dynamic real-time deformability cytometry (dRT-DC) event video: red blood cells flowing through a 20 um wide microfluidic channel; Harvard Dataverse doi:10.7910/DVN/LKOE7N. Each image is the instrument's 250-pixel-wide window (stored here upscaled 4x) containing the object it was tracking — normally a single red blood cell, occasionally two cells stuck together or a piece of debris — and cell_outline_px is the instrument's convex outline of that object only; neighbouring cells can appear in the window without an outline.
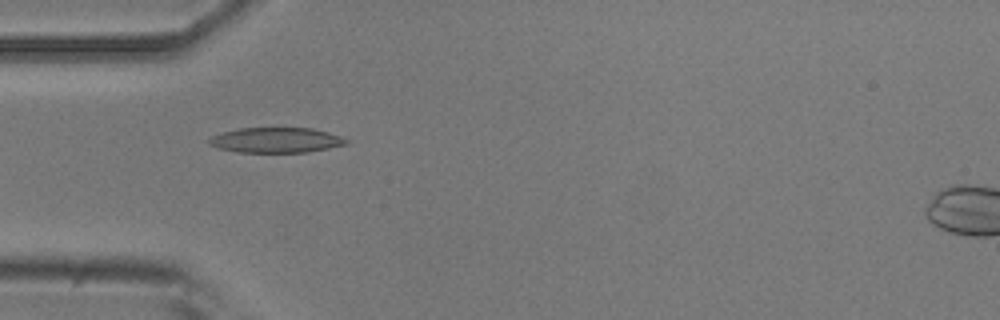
{"species": "common noctule bat (a hibernating species)", "species_latin": "Nyctalus noctula", "temperature_condition": "room temperature", "stored_images_in_passage": 6, "camera_frame_rate_fps": 3000, "um_per_image_px": 0.085, "animal": {"sex": "male", "body_mass_g": 20.5, "forearm_length_mm": 52.5}, "frame": {"image": 1, "passage_image": 5, "time_ms": 4.667, "image_size_px": [1000, 320], "cell_outline_px": [[352, 140], [348, 144], [308, 152], [236, 152], [216, 148], [208, 144], [208, 140], [212, 136], [224, 132], [240, 128], [312, 128], [328, 132]], "centroid_in_image_um": [23.49, 11.91], "position_along_channel_um": 61.5, "area_um2": 20.23}}
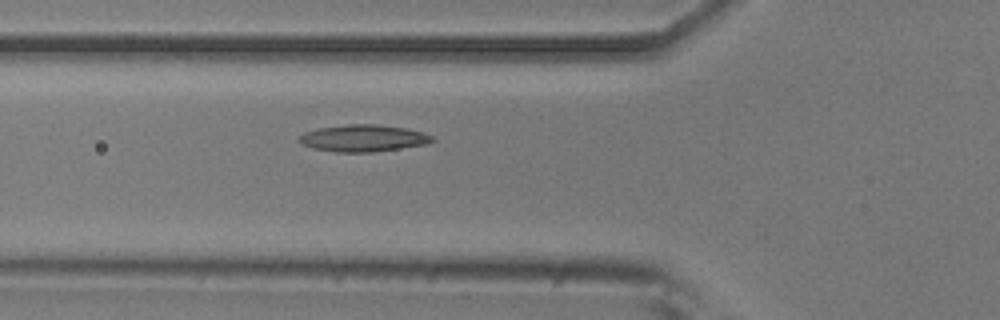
{"frame": {"image": 2, "passage_image": 6, "time_ms": 5.667, "image_size_px": [1000, 320], "cell_outline_px": [[436, 140], [428, 144], [372, 152], [336, 152], [312, 148], [296, 140], [304, 132], [320, 128], [348, 124], [376, 124], [408, 128], [424, 132], [432, 136]], "centroid_in_image_um": [30.91, 11.74], "position_along_channel_um": 94.9, "area_um2": 20.92}}